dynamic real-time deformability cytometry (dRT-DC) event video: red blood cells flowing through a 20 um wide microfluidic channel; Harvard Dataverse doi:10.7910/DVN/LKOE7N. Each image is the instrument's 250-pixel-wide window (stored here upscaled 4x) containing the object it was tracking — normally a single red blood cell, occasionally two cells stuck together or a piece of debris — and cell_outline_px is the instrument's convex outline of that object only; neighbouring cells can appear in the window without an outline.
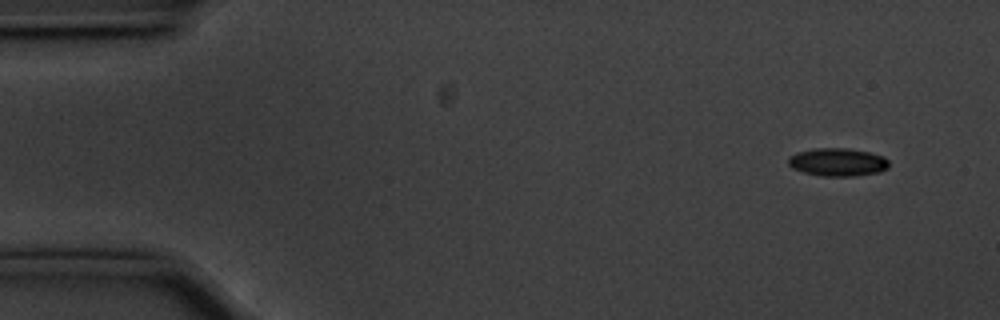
{"species": "common noctule bat (a hibernating species)", "species_latin": "Nyctalus noctula", "temperature_condition": "cold", "stored_images_in_passage": 12, "camera_frame_rate_fps": 3000, "um_per_image_px": 0.085, "animal": {"sex": "male", "body_mass_g": 20.1, "forearm_length_mm": 53.5}, "frame": {"image": 1, "passage_image": 1, "time_ms": 0.0, "image_size_px": [1000, 320], "cell_outline_px": [[888, 168], [880, 172], [852, 176], [820, 176], [804, 172], [792, 168], [788, 164], [788, 156], [796, 152], [816, 148], [848, 148], [868, 152], [884, 156], [888, 160]], "centroid_in_image_um": [71.18, 13.78], "position_along_channel_um": 13.8, "area_um2": 16.53}}